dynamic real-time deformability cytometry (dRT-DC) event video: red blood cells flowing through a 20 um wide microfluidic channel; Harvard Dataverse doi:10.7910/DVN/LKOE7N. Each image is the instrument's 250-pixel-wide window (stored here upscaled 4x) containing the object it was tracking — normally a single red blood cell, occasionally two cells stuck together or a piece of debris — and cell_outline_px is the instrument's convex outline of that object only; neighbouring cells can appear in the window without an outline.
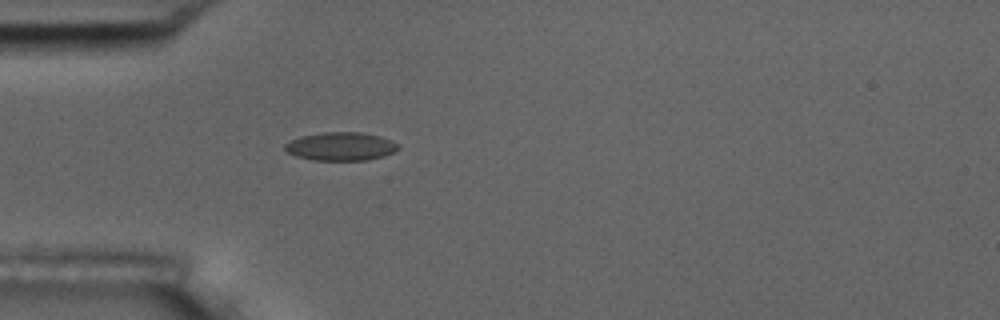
{"species": "common noctule bat (a hibernating species)", "species_latin": "Nyctalus noctula", "temperature_condition": "room temperature", "stored_images_in_passage": 1, "camera_frame_rate_fps": 3000, "um_per_image_px": 0.085, "animal": {"sex": "male", "body_mass_g": 17.5, "forearm_length_mm": 52.3}, "frame": {"image": 1, "passage_image": 1, "time_ms": 0.0, "image_size_px": [1000, 320], "cell_outline_px": [[400, 148], [396, 152], [384, 156], [368, 160], [316, 160], [296, 156], [288, 152], [284, 148], [284, 144], [300, 136], [324, 132], [360, 132], [380, 136], [392, 140], [400, 144]], "centroid_in_image_um": [29.03, 12.44], "position_along_channel_um": 56.0, "area_um2": 18.84}}